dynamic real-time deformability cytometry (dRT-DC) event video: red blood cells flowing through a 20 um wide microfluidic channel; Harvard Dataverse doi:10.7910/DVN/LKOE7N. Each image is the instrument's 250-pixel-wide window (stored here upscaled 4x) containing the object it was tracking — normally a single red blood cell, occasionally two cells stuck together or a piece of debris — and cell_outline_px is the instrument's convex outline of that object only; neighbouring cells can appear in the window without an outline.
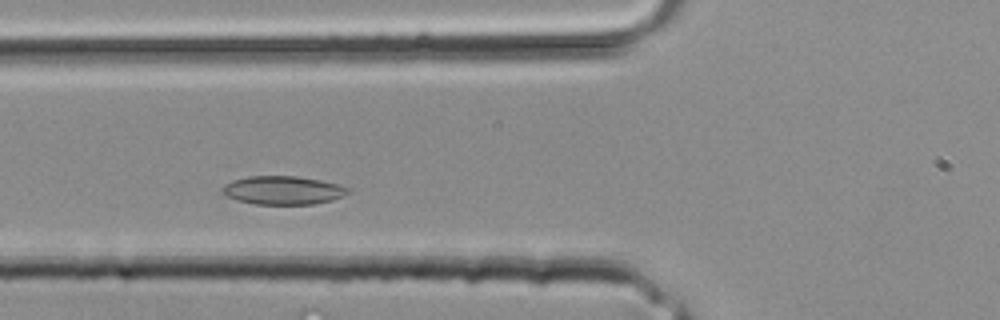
{"species": "common noctule bat (a hibernating species)", "species_latin": "Nyctalus noctula", "temperature_condition": "room temperature", "stored_images_in_passage": 20, "camera_frame_rate_fps": 3000, "um_per_image_px": 0.085, "animal": {"sex": "male", "body_mass_g": 20.4}, "frame": {"image": 1, "passage_image": 5, "time_ms": 1.333, "image_size_px": [1000, 320], "cell_outline_px": [[348, 192], [332, 200], [316, 204], [256, 204], [236, 200], [224, 196], [220, 192], [220, 188], [232, 180], [248, 176], [296, 176], [320, 180], [336, 184], [348, 188]], "centroid_in_image_um": [23.96, 16.17], "position_along_channel_um": 101.8, "area_um2": 20.81}}
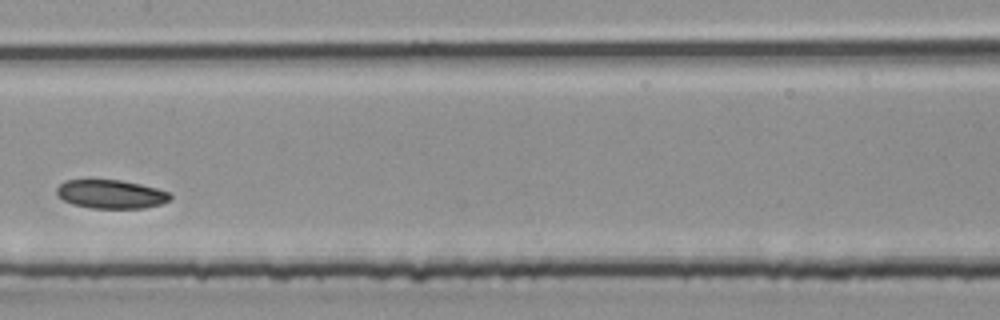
{"frame": {"image": 2, "passage_image": 10, "time_ms": 3.0, "image_size_px": [1000, 320], "cell_outline_px": [[172, 200], [160, 204], [144, 208], [92, 208], [72, 204], [56, 196], [56, 188], [64, 180], [120, 180], [140, 184], [156, 188], [168, 192], [172, 196]], "centroid_in_image_um": [9.42, 16.5], "position_along_channel_um": 198.0, "area_um2": 19.02}}
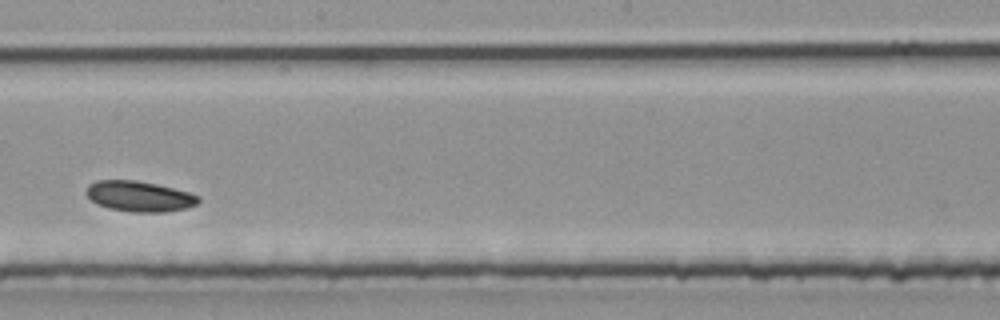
{"frame": {"image": 3, "passage_image": 12, "time_ms": 3.667, "image_size_px": [1000, 320], "cell_outline_px": [[200, 200], [196, 204], [184, 208], [164, 212], [132, 212], [108, 208], [92, 200], [84, 192], [88, 184], [96, 180], [136, 180], [156, 184], [188, 192], [200, 196]], "centroid_in_image_um": [11.82, 16.68], "position_along_channel_um": 236.4, "area_um2": 19.83}}